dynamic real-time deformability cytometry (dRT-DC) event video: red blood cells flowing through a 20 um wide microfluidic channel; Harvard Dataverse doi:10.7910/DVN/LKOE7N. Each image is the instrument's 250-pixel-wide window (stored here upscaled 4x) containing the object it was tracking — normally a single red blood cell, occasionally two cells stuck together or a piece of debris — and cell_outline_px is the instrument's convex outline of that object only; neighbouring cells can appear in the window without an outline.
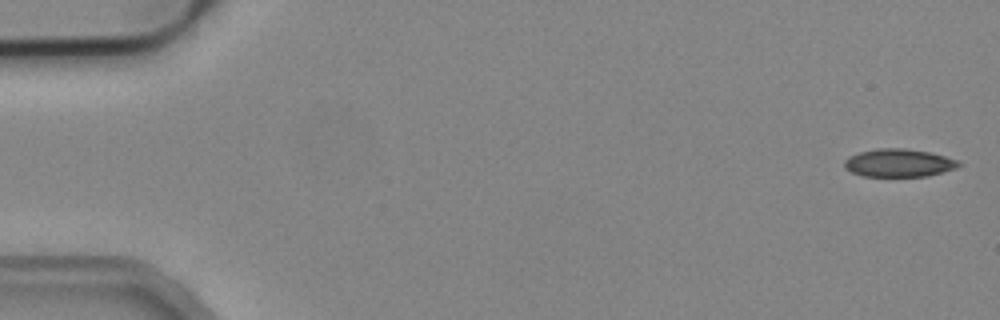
{"species": "common noctule bat (a hibernating species)", "species_latin": "Nyctalus noctula", "temperature_condition": "cold", "stored_images_in_passage": 53, "camera_frame_rate_fps": 3000, "um_per_image_px": 0.085, "animal": {"sex": "male", "body_mass_g": 19.2, "forearm_length_mm": 51.8}, "frame": {"image": 1, "passage_image": 1, "time_ms": 0.0, "image_size_px": [1000, 320], "cell_outline_px": [[964, 164], [956, 168], [928, 176], [860, 176], [844, 168], [844, 160], [848, 156], [860, 152], [876, 148], [904, 148], [928, 152], [944, 156], [956, 160]], "centroid_in_image_um": [76.37, 13.85], "position_along_channel_um": 8.6, "area_um2": 18.67}}
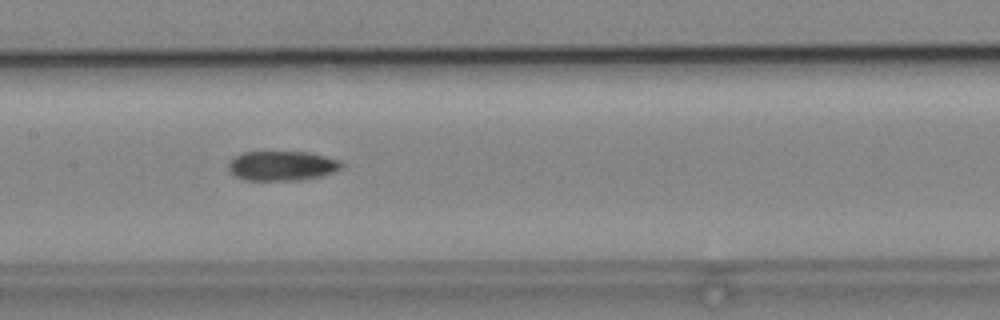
{"frame": {"image": 2, "passage_image": 26, "time_ms": 8.333, "image_size_px": [1000, 320], "cell_outline_px": [[344, 168], [336, 172], [320, 176], [296, 180], [248, 180], [236, 176], [228, 168], [228, 164], [236, 156], [244, 152], [304, 152], [324, 156], [340, 160], [344, 164]], "centroid_in_image_um": [24.03, 14.09], "position_along_channel_um": 183.4, "area_um2": 19.36}}
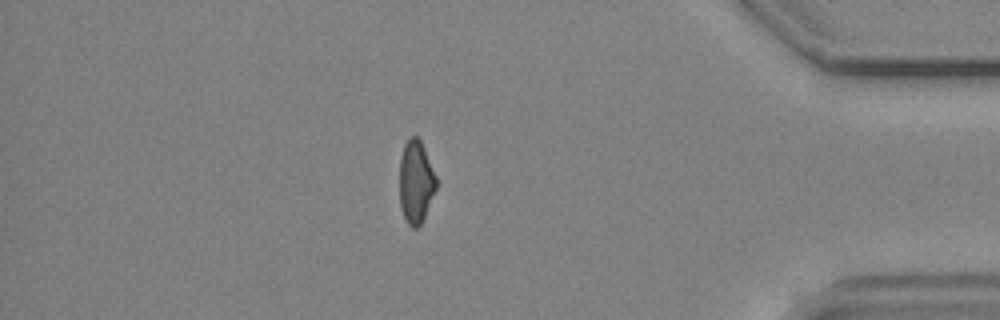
{"frame": {"image": 3, "passage_image": 46, "time_ms": 15.0, "image_size_px": [1000, 320], "cell_outline_px": [[436, 188], [424, 216], [420, 224], [416, 228], [412, 228], [408, 224], [404, 216], [400, 204], [400, 156], [404, 144], [412, 136], [416, 136], [420, 140], [424, 148], [436, 176]], "centroid_in_image_um": [35.33, 15.44], "position_along_channel_um": 399.9, "area_um2": 17.4}, "authors_computed_cell_mechanics": {"area_um2": 19.363, "velocity_mm_per_s": 3.8245, "shape_relaxation_time_tau1_ms": null, "shape_relaxation_time_tau2_ms": 10.4846, "deformation_change_tau1": null, "deformation_change_tau2": 0.1706}}